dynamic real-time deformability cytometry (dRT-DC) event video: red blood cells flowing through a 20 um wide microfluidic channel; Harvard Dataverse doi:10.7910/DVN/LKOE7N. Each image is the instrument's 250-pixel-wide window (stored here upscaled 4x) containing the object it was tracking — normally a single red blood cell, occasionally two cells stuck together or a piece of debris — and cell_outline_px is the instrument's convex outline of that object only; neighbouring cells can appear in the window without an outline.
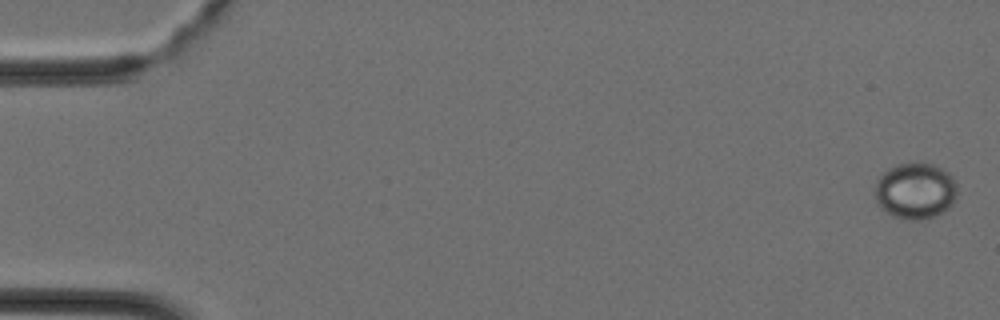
{"species": "Egyptian fruit bat (a non-hibernating species)", "species_latin": "Rousettus aegyptiacus", "temperature_condition": "cold", "stored_images_in_passage": 35, "camera_frame_rate_fps": 3000, "um_per_image_px": 0.085, "animal": {"sex": "female"}, "frame": {"image": 1, "passage_image": 1, "time_ms": 0.0, "image_size_px": [1000, 320], "cell_outline_px": [[956, 196], [952, 204], [948, 208], [936, 216], [920, 220], [908, 220], [892, 216], [880, 208], [876, 204], [876, 180], [888, 168], [896, 164], [932, 164], [948, 172], [952, 176], [956, 184]], "centroid_in_image_um": [77.79, 16.25], "position_along_channel_um": 7.2, "area_um2": 26.93}}
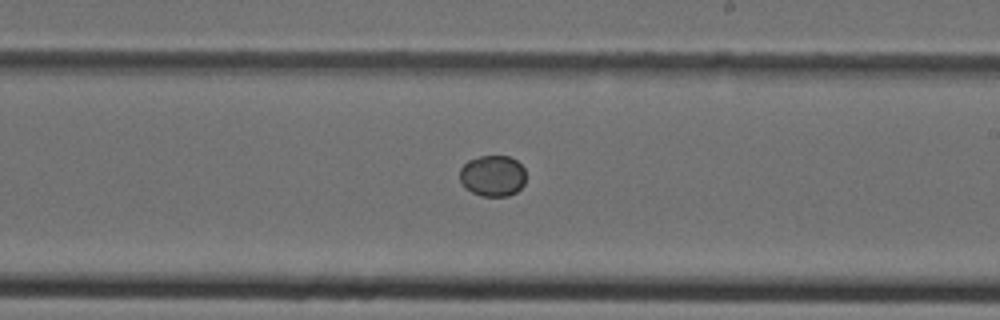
{"frame": {"image": 2, "passage_image": 23, "time_ms": 7.333, "image_size_px": [1000, 320], "cell_outline_px": [[524, 184], [516, 192], [508, 196], [480, 196], [464, 188], [460, 180], [460, 168], [468, 160], [480, 156], [508, 156], [516, 160], [524, 168]], "centroid_in_image_um": [41.85, 14.95], "position_along_channel_um": 247.1, "area_um2": 15.9}}
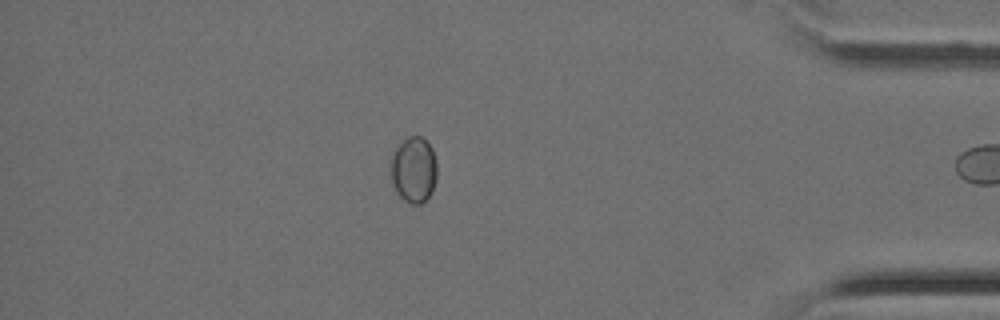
{"frame": {"image": 3, "passage_image": 34, "time_ms": 11.0, "image_size_px": [1000, 320], "cell_outline_px": [[436, 180], [432, 192], [420, 204], [408, 204], [396, 192], [392, 184], [392, 156], [396, 148], [408, 136], [420, 136], [432, 148], [436, 160]], "centroid_in_image_um": [35.18, 14.45], "position_along_channel_um": 400.0, "area_um2": 17.57}}